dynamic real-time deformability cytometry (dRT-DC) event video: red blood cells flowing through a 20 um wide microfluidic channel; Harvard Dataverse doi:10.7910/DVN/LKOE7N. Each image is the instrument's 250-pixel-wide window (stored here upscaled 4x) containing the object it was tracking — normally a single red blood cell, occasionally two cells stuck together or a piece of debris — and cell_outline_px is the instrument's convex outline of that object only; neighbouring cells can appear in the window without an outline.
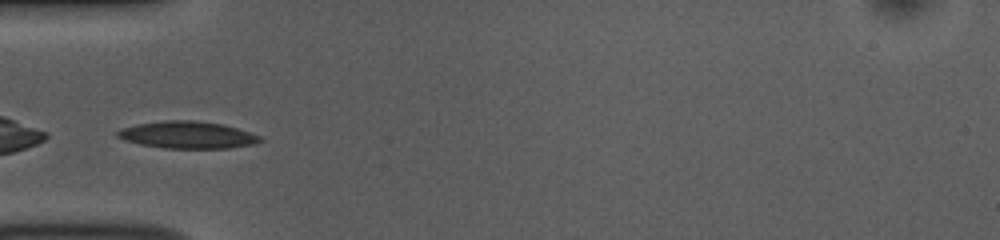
{"species": "common noctule bat (a hibernating species)", "species_latin": "Nyctalus noctula", "temperature_condition": "room temperature", "stored_images_in_passage": 40, "camera_frame_rate_fps": 3000, "um_per_image_px": 0.085, "animal": {"sex": "female", "body_mass_g": 10.0, "forearm_length_mm": 53.1}, "frame": {"image": 1, "passage_image": 6, "time_ms": 1.667, "image_size_px": [1000, 240], "cell_outline_px": [[264, 140], [252, 144], [228, 148], [164, 148], [140, 144], [124, 140], [116, 136], [116, 132], [124, 128], [136, 124], [164, 120], [192, 120], [220, 124], [236, 128], [260, 136]], "centroid_in_image_um": [15.9, 11.47], "position_along_channel_um": 69.1, "area_um2": 22.25}}
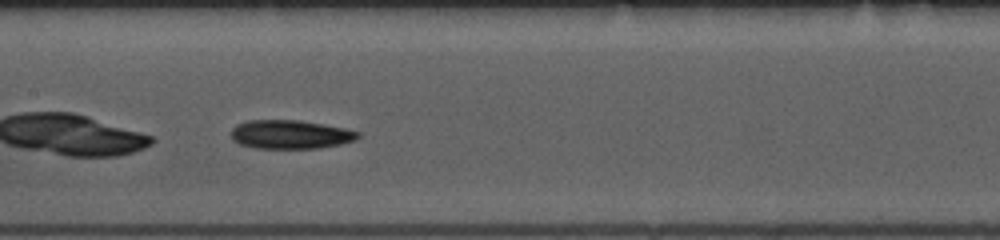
{"frame": {"image": 2, "passage_image": 15, "time_ms": 4.667, "image_size_px": [1000, 240], "cell_outline_px": [[360, 136], [356, 140], [340, 144], [320, 148], [256, 148], [240, 144], [232, 140], [232, 128], [236, 124], [248, 120], [300, 120], [324, 124], [344, 128], [360, 132]], "centroid_in_image_um": [24.69, 11.42], "position_along_channel_um": 182.7, "area_um2": 21.33}}
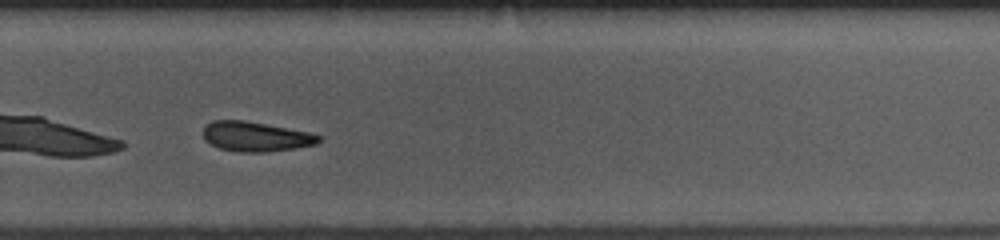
{"frame": {"image": 3, "passage_image": 25, "time_ms": 8.0, "image_size_px": [1000, 240], "cell_outline_px": [[320, 140], [316, 144], [296, 148], [264, 152], [240, 152], [220, 148], [204, 140], [200, 132], [212, 120], [244, 120], [308, 132], [320, 136]], "centroid_in_image_um": [21.68, 11.61], "position_along_channel_um": 308.1, "area_um2": 19.94}, "authors_computed_cell_mechanics": {"area_um2": 21.0681, "velocity_mm_per_s": 3.7748, "shape_relaxation_time_tau1_ms": 4.3156, "shape_relaxation_time_tau2_ms": null, "deformation_change_tau1": 0.0861, "deformation_change_tau2": null}}